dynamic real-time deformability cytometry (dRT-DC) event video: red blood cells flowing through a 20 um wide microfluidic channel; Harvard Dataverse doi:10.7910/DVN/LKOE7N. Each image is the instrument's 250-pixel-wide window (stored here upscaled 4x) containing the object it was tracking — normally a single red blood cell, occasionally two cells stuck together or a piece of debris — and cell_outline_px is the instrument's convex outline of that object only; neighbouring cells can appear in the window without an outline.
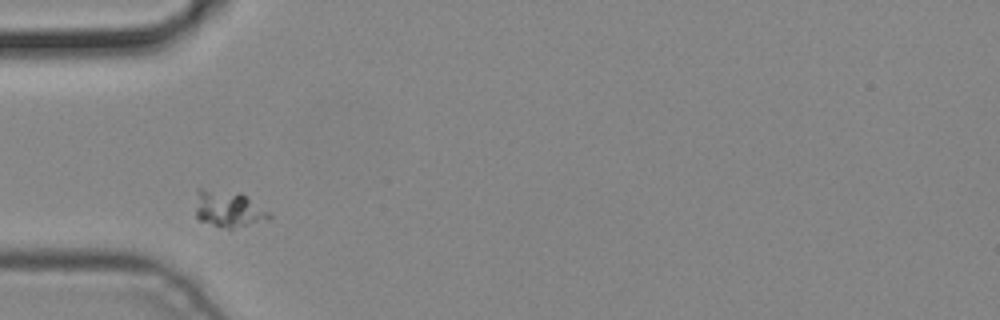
{"species": "common noctule bat (a hibernating species)", "species_latin": "Nyctalus noctula", "temperature_condition": "cold", "stored_images_in_passage": 4, "camera_frame_rate_fps": 3000, "um_per_image_px": 0.085, "animal": {"sex": "male", "body_mass_g": 19.2, "forearm_length_mm": 51.8}, "frame": {"image": 1, "passage_image": 1, "time_ms": 0.0, "image_size_px": [1000, 320], "cell_outline_px": [[272, 216], [268, 220], [232, 228], [220, 228], [200, 220], [196, 216], [196, 188], [204, 188], [240, 192], [248, 196], [268, 212]], "centroid_in_image_um": [19.39, 17.74], "position_along_channel_um": 65.6, "area_um2": 15.84}}
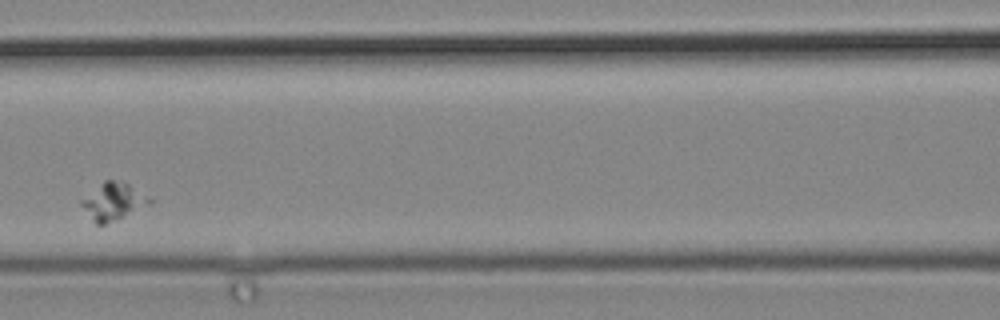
{"frame": {"image": 2, "passage_image": 3, "time_ms": 0.667, "image_size_px": [1000, 320], "cell_outline_px": [[152, 204], [104, 224], [96, 224], [92, 220], [80, 204], [80, 200], [104, 180], [112, 180], [128, 184], [148, 196], [152, 200]], "centroid_in_image_um": [9.62, 17.12], "position_along_channel_um": 157.0, "area_um2": 14.39}}
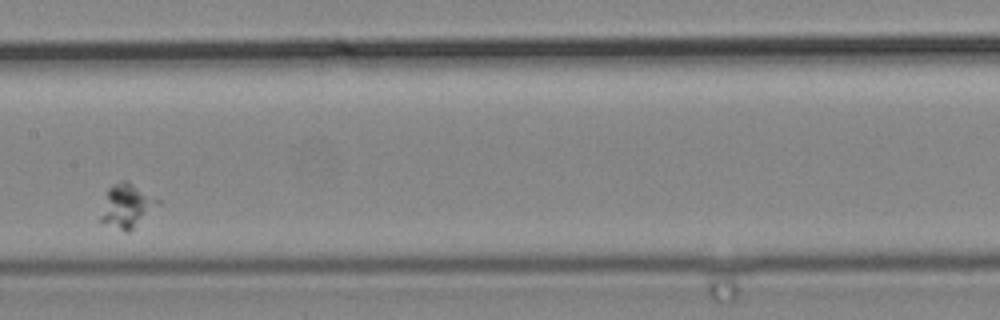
{"frame": {"image": 3, "passage_image": 4, "time_ms": 1.0, "image_size_px": [1000, 320], "cell_outline_px": [[160, 204], [128, 232], [100, 220], [100, 216], [108, 188], [112, 184], [120, 180], [128, 180], [160, 200]], "centroid_in_image_um": [10.79, 17.44], "position_along_channel_um": 196.6, "area_um2": 14.22}}